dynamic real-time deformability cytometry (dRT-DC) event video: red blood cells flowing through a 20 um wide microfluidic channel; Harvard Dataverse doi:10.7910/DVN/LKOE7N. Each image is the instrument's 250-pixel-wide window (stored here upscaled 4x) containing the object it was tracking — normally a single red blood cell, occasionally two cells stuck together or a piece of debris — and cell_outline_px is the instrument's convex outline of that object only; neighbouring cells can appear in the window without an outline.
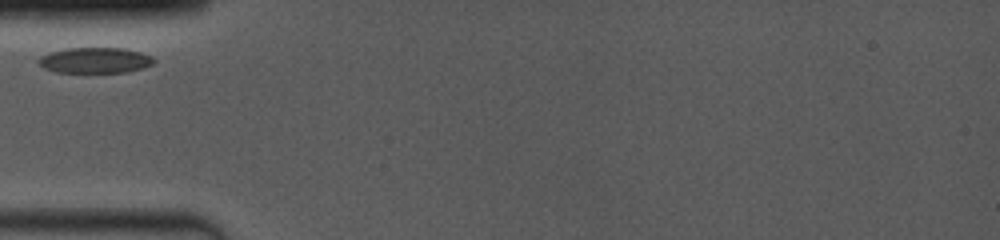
{"species": "common noctule bat (a hibernating species)", "species_latin": "Nyctalus noctula", "temperature_condition": "room temperature", "stored_images_in_passage": 9, "camera_frame_rate_fps": 4000, "um_per_image_px": 0.085, "animal": {"sex": "female", "body_mass_g": 19.0, "forearm_length_mm": 53.3}, "frame": {"image": 1, "passage_image": 1, "time_ms": 0.0, "image_size_px": [1000, 240], "cell_outline_px": [[156, 64], [144, 68], [128, 72], [56, 72], [44, 68], [36, 60], [40, 56], [48, 52], [68, 48], [124, 48], [140, 52], [152, 56], [156, 60]], "centroid_in_image_um": [8.12, 5.12], "position_along_channel_um": 76.9, "area_um2": 17.46}}
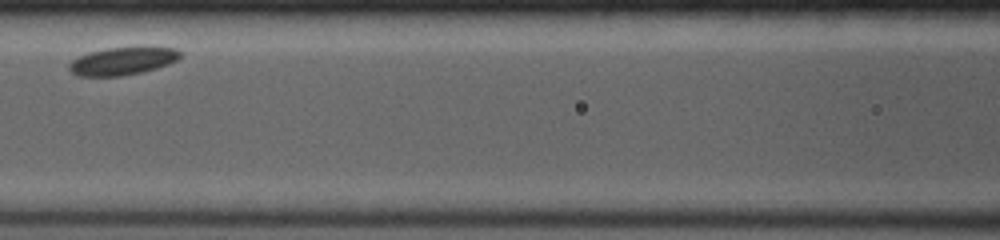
{"frame": {"image": 2, "passage_image": 4, "time_ms": 2.25, "image_size_px": [1000, 240], "cell_outline_px": [[180, 56], [176, 60], [168, 64], [156, 68], [140, 72], [120, 76], [76, 76], [68, 68], [68, 64], [72, 60], [88, 52], [104, 48], [140, 44], [144, 44], [176, 48], [180, 52]], "centroid_in_image_um": [10.44, 5.13], "position_along_channel_um": 156.2, "area_um2": 18.73}}
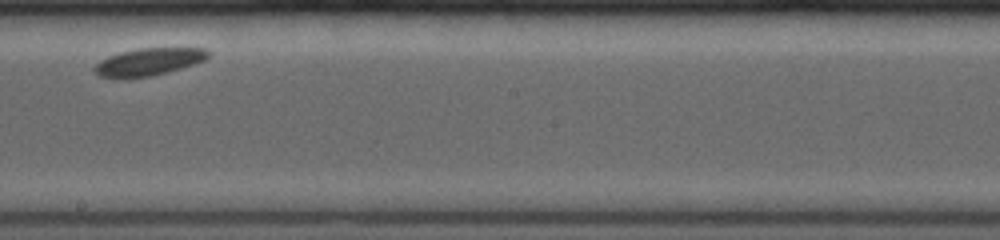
{"frame": {"image": 3, "passage_image": 8, "time_ms": 4.5, "image_size_px": [1000, 240], "cell_outline_px": [[212, 52], [204, 60], [168, 72], [152, 76], [116, 80], [112, 80], [100, 76], [92, 68], [100, 60], [108, 56], [120, 52], [140, 48], [204, 48]], "centroid_in_image_um": [12.57, 5.28], "position_along_channel_um": 235.6, "area_um2": 18.44}}